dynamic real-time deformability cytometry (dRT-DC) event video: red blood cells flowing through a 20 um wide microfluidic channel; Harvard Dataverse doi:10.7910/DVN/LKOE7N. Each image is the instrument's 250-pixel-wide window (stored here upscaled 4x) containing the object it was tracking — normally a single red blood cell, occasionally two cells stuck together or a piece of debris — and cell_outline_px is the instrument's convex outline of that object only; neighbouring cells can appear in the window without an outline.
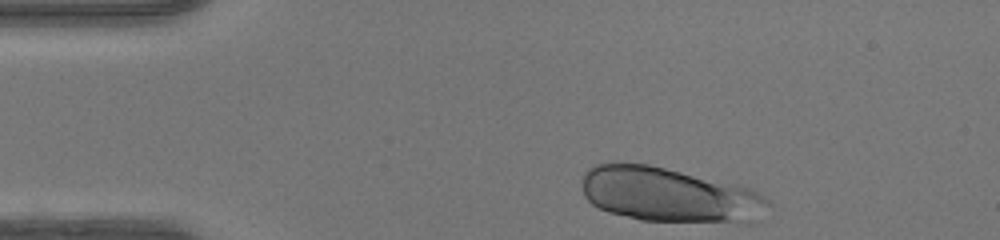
{"species": "human", "species_latin": "Homo sapiens", "temperature_condition": "warm", "stored_images_in_passage": 31, "camera_frame_rate_fps": 3000, "um_per_image_px": 0.085, "donor": {"sex": "female"}, "frame": {"image": 1, "passage_image": 1, "time_ms": 0.0, "image_size_px": [1000, 240], "cell_outline_px": [[772, 204], [740, 220], [640, 220], [608, 212], [592, 204], [584, 196], [584, 172], [592, 164], [648, 164], [740, 184], [752, 188], [764, 196]], "centroid_in_image_um": [56.76, 16.49], "position_along_channel_um": 28.2, "area_um2": 57.45}}
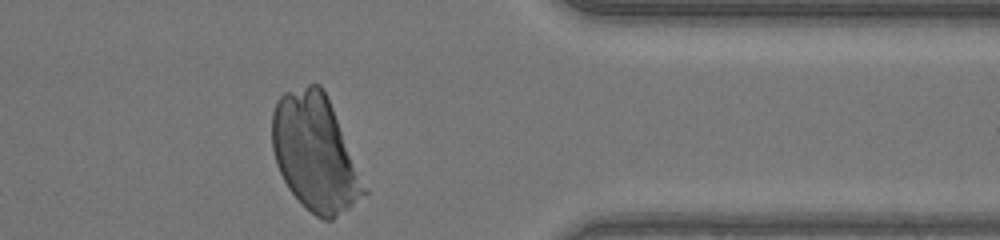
{"frame": {"image": 2, "passage_image": 31, "time_ms": 10.0, "image_size_px": [1000, 240], "cell_outline_px": [[368, 192], [348, 208], [332, 220], [324, 220], [316, 216], [288, 188], [276, 164], [272, 148], [272, 112], [276, 100], [284, 92], [308, 84], [320, 84], [332, 108], [368, 188]], "centroid_in_image_um": [26.77, 12.99], "position_along_channel_um": 384.6, "area_um2": 61.61}}